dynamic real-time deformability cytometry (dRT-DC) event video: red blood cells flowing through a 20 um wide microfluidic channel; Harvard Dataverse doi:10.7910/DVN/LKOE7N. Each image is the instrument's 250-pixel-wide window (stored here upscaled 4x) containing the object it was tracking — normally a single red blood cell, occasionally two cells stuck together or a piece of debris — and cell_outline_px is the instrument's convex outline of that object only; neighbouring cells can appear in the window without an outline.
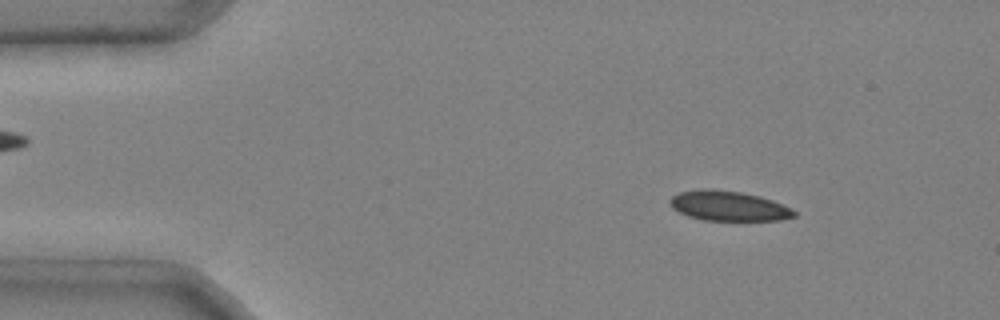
{"species": "common noctule bat (a hibernating species)", "species_latin": "Nyctalus noctula", "temperature_condition": "cold", "stored_images_in_passage": 46, "camera_frame_rate_fps": 3000, "um_per_image_px": 0.085, "animal": {"sex": "male", "body_mass_g": 20.4}, "frame": {"image": 1, "passage_image": 5, "time_ms": 1.333, "image_size_px": [1000, 320], "cell_outline_px": [[796, 216], [780, 220], [704, 220], [688, 216], [672, 208], [668, 200], [672, 196], [680, 192], [700, 188], [712, 188], [740, 192], [760, 196], [772, 200], [792, 208], [796, 212]], "centroid_in_image_um": [61.91, 17.49], "position_along_channel_um": 23.1, "area_um2": 21.73}}
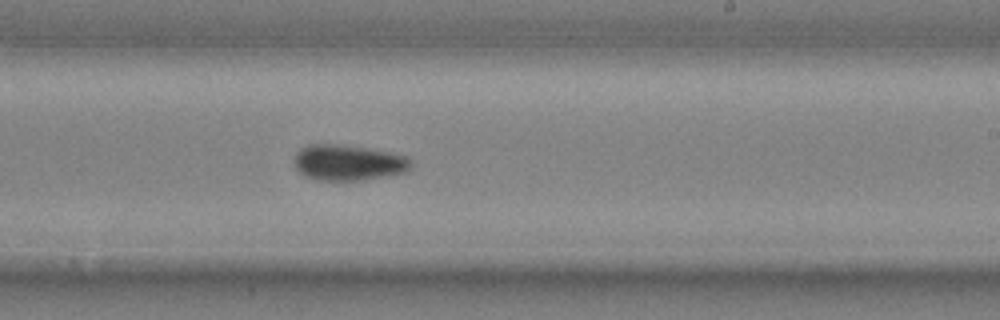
{"frame": {"image": 2, "passage_image": 28, "time_ms": 9.0, "image_size_px": [1000, 320], "cell_outline_px": [[412, 164], [408, 172], [364, 180], [316, 180], [304, 176], [296, 168], [296, 152], [300, 148], [308, 144], [340, 144], [368, 148], [392, 152], [408, 156], [412, 160]], "centroid_in_image_um": [29.65, 13.82], "position_along_channel_um": 259.3, "area_um2": 24.62}}
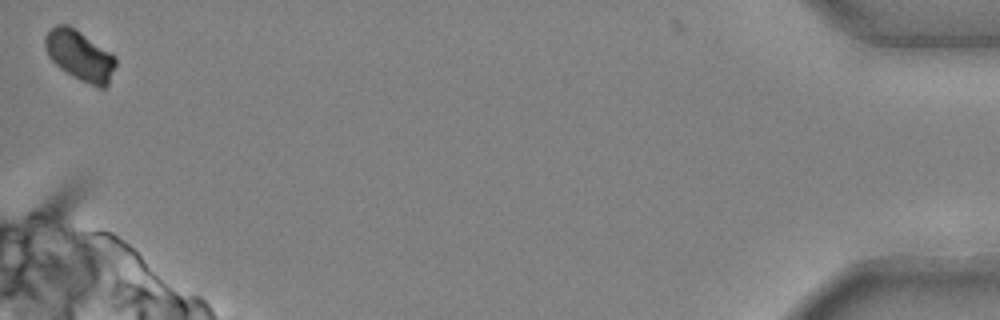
{"frame": {"image": 3, "passage_image": 46, "time_ms": 15.0, "image_size_px": [1000, 320], "cell_outline_px": [[116, 64], [108, 84], [104, 88], [100, 88], [80, 80], [60, 68], [48, 56], [44, 48], [44, 36], [56, 24], [68, 24], [116, 56]], "centroid_in_image_um": [6.77, 4.71], "position_along_channel_um": 428.4, "area_um2": 20.46}}